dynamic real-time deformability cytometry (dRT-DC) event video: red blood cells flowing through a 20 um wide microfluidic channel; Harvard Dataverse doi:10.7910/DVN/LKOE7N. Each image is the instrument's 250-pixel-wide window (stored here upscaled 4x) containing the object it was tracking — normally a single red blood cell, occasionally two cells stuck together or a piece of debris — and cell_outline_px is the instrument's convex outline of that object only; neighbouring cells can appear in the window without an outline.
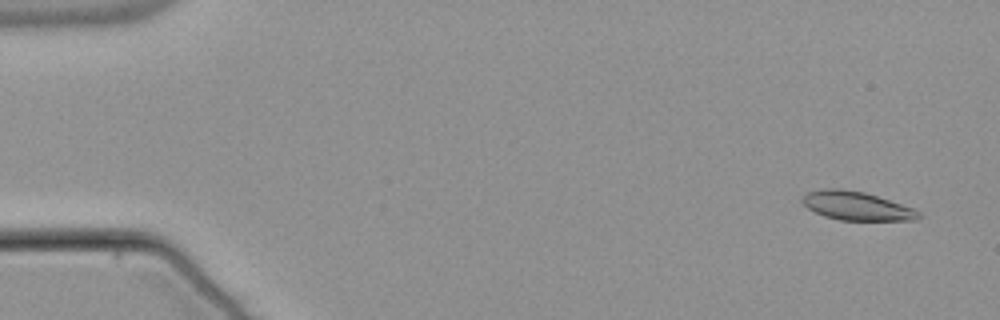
{"species": "common noctule bat (a hibernating species)", "species_latin": "Nyctalus noctula", "temperature_condition": "warm", "stored_images_in_passage": 52, "camera_frame_rate_fps": 3000, "um_per_image_px": 0.085, "animal": {"sex": "male", "body_mass_g": 21.5, "forearm_length_mm": 52.0}, "frame": {"image": 1, "passage_image": 1, "time_ms": 0.0, "image_size_px": [1000, 320], "cell_outline_px": [[920, 216], [916, 220], [840, 220], [824, 216], [808, 208], [800, 200], [808, 192], [824, 188], [840, 188], [864, 192], [912, 208], [920, 212]], "centroid_in_image_um": [72.77, 17.5], "position_along_channel_um": 12.2, "area_um2": 19.13}}
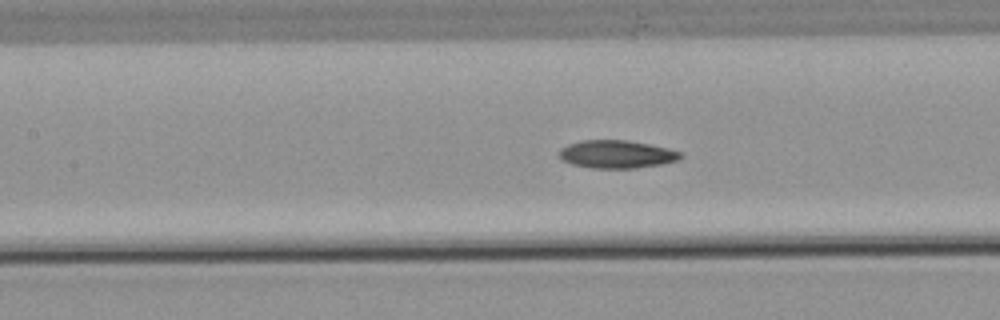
{"frame": {"image": 2, "passage_image": 23, "time_ms": 7.333, "image_size_px": [1000, 320], "cell_outline_px": [[684, 156], [676, 160], [660, 164], [636, 168], [592, 168], [572, 164], [564, 160], [560, 156], [560, 148], [568, 144], [580, 140], [628, 140], [668, 148], [680, 152]], "centroid_in_image_um": [52.41, 13.1], "position_along_channel_um": 155.0, "area_um2": 19.59}}
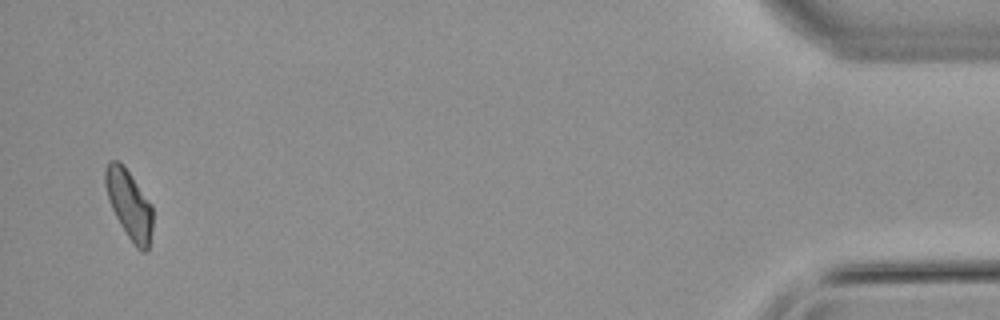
{"frame": {"image": 3, "passage_image": 51, "time_ms": 16.667, "image_size_px": [1000, 320], "cell_outline_px": [[152, 228], [148, 252], [140, 252], [136, 248], [120, 224], [108, 200], [104, 184], [104, 168], [108, 160], [116, 160], [128, 172], [152, 204]], "centroid_in_image_um": [10.97, 17.4], "position_along_channel_um": 424.2, "area_um2": 18.96}, "authors_computed_cell_mechanics": {"area_um2": 19.7098, "velocity_mm_per_s": 3.7918, "shape_relaxation_time_tau1_ms": null, "shape_relaxation_time_tau2_ms": 4.4932, "deformation_change_tau1": null, "deformation_change_tau2": 0.1013}}